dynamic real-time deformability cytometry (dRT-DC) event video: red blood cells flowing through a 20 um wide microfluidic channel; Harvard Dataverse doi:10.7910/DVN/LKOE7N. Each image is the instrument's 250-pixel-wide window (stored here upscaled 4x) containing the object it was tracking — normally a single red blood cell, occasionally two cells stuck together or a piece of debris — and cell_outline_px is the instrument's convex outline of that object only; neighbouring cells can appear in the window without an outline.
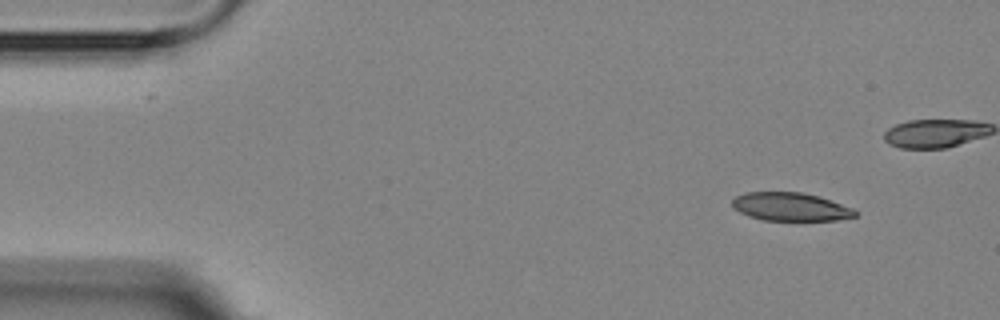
{"species": "Egyptian fruit bat (a non-hibernating species)", "species_latin": "Rousettus aegyptiacus", "temperature_condition": "room temperature", "stored_images_in_passage": 5, "camera_frame_rate_fps": 3000, "um_per_image_px": 0.085, "animal": {"sex": "female"}, "frame": {"image": 1, "passage_image": 1, "time_ms": 0.0, "image_size_px": [1000, 320], "cell_outline_px": [[856, 216], [836, 220], [764, 220], [748, 216], [740, 212], [732, 204], [732, 200], [736, 196], [744, 192], [804, 192], [820, 196], [852, 208], [856, 212]], "centroid_in_image_um": [67.19, 17.56], "position_along_channel_um": 17.8, "area_um2": 20.17}}